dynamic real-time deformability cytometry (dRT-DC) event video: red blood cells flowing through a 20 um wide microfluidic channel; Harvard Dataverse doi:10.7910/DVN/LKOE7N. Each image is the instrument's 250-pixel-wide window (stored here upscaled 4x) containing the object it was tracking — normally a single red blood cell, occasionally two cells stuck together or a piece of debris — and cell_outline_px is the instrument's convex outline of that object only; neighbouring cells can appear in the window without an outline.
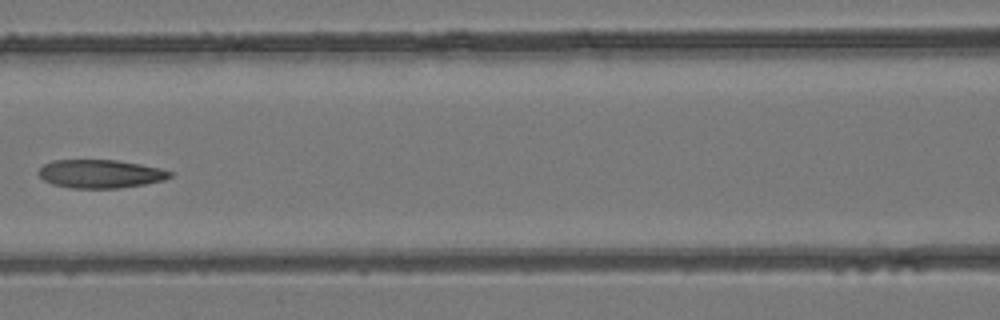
{"species": "common noctule bat (a hibernating species)", "species_latin": "Nyctalus noctula", "temperature_condition": "room temperature", "stored_images_in_passage": 7, "camera_frame_rate_fps": 3000, "um_per_image_px": 0.085, "animal": {"sex": "female", "body_mass_g": 24.6, "forearm_length_mm": 56.2}, "frame": {"image": 1, "passage_image": 6, "time_ms": 5.667, "image_size_px": [1000, 320], "cell_outline_px": [[172, 176], [164, 180], [144, 184], [120, 188], [72, 188], [52, 184], [44, 180], [36, 172], [44, 164], [52, 160], [116, 160], [140, 164], [160, 168], [172, 172]], "centroid_in_image_um": [8.51, 14.77], "position_along_channel_um": 158.1, "area_um2": 21.73}}
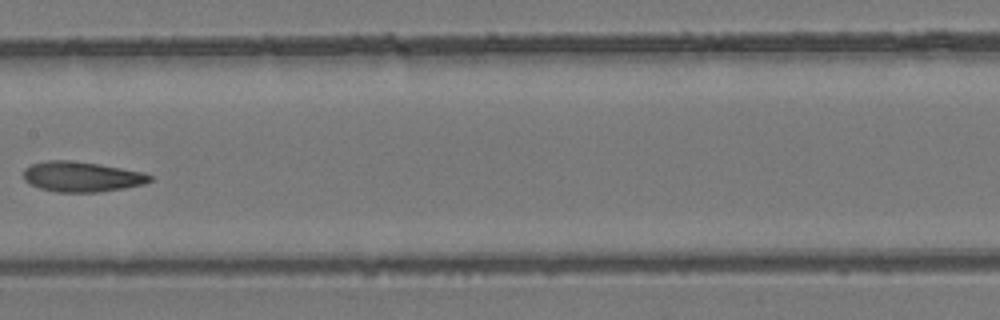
{"frame": {"image": 2, "passage_image": 7, "time_ms": 6.667, "image_size_px": [1000, 320], "cell_outline_px": [[152, 180], [144, 184], [124, 188], [96, 192], [56, 192], [40, 188], [24, 180], [24, 168], [32, 164], [48, 160], [68, 160], [100, 164], [144, 172], [152, 176]], "centroid_in_image_um": [6.96, 15.01], "position_along_channel_um": 200.4, "area_um2": 22.2}}